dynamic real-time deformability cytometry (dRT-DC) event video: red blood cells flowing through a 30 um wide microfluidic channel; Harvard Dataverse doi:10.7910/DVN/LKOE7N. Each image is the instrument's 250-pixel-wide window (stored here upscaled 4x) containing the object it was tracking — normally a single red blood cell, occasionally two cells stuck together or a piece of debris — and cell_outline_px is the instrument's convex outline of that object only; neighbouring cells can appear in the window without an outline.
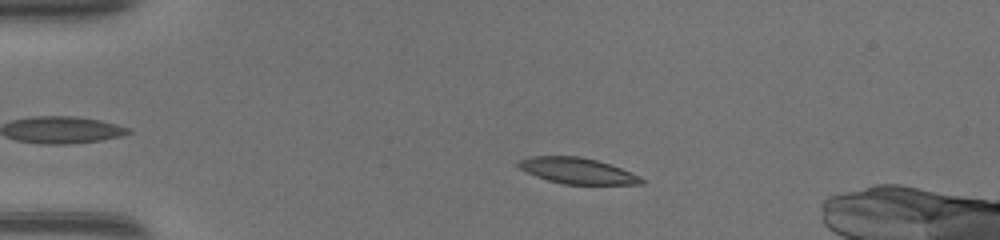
{"species": "common noctule bat (a hibernating species)", "species_latin": "Nyctalus noctula", "temperature_condition": "warm", "stored_images_in_passage": 42, "camera_frame_rate_fps": 3000, "um_per_image_px": 0.085, "animal": {"sex": "female", "body_mass_g": 17.0, "forearm_length_mm": 48.0}, "frame": {"image": 1, "passage_image": 10, "time_ms": 3.0, "image_size_px": [1000, 240], "cell_outline_px": [[644, 184], [564, 184], [548, 180], [536, 176], [520, 168], [516, 164], [516, 160], [532, 156], [580, 156], [596, 160], [632, 172], [640, 176], [644, 180]], "centroid_in_image_um": [49.06, 14.51], "position_along_channel_um": 35.9, "area_um2": 18.5}}
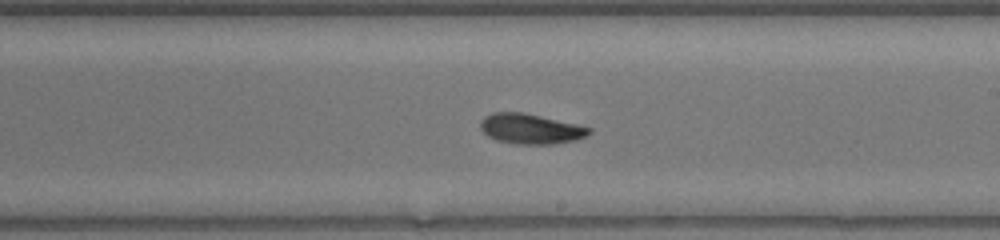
{"frame": {"image": 2, "passage_image": 28, "time_ms": 9.0, "image_size_px": [1000, 240], "cell_outline_px": [[592, 132], [576, 140], [552, 144], [516, 144], [496, 140], [488, 136], [480, 128], [480, 120], [484, 116], [492, 112], [520, 112], [540, 116], [576, 124], [592, 128]], "centroid_in_image_um": [45.07, 10.95], "position_along_channel_um": 243.9, "area_um2": 19.02}}
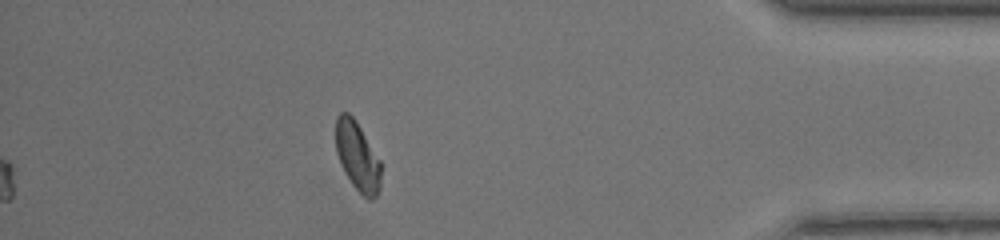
{"frame": {"image": 3, "passage_image": 42, "time_ms": 13.667, "image_size_px": [1000, 240], "cell_outline_px": [[380, 188], [376, 196], [372, 200], [368, 200], [352, 184], [340, 164], [336, 152], [336, 116], [340, 112], [348, 112], [356, 120], [380, 160]], "centroid_in_image_um": [30.37, 13.27], "position_along_channel_um": 404.8, "area_um2": 18.15}, "authors_computed_cell_mechanics": {"area_um2": 19.2185, "velocity_mm_per_s": 4.3416, "shape_relaxation_time_tau1_ms": 4.0234, "shape_relaxation_time_tau2_ms": 5.7235, "deformation_change_tau1": 0.1397, "deformation_change_tau2": 0.116}}